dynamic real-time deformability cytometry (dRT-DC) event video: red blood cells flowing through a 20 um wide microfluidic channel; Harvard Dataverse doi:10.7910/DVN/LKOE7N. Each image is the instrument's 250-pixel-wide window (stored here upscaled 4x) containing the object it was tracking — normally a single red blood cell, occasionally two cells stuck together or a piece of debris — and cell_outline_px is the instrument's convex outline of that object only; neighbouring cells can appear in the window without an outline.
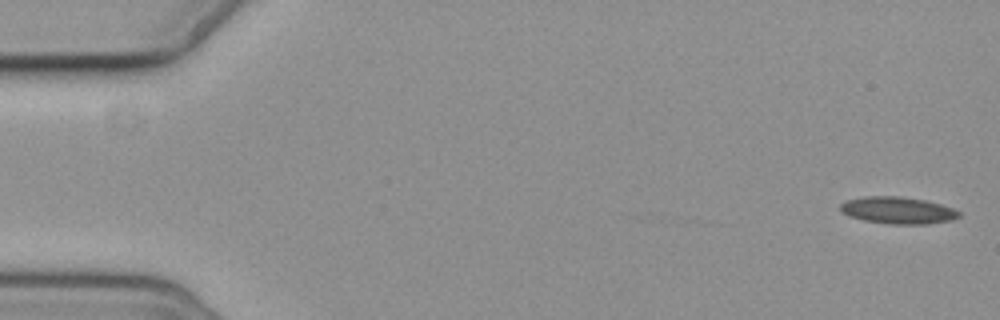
{"species": "common noctule bat (a hibernating species)", "species_latin": "Nyctalus noctula", "temperature_condition": "cold", "stored_images_in_passage": 4, "camera_frame_rate_fps": 3000, "um_per_image_px": 0.085, "animal": {"sex": "female", "body_mass_g": 19.3, "forearm_length_mm": 54.1}, "frame": {"image": 1, "passage_image": 1, "time_ms": 0.0, "image_size_px": [1000, 320], "cell_outline_px": [[960, 216], [952, 220], [924, 224], [892, 224], [864, 220], [848, 216], [840, 212], [840, 204], [848, 200], [864, 196], [900, 196], [924, 200], [940, 204], [952, 208], [960, 212]], "centroid_in_image_um": [76.29, 17.87], "position_along_channel_um": 8.7, "area_um2": 18.55}}